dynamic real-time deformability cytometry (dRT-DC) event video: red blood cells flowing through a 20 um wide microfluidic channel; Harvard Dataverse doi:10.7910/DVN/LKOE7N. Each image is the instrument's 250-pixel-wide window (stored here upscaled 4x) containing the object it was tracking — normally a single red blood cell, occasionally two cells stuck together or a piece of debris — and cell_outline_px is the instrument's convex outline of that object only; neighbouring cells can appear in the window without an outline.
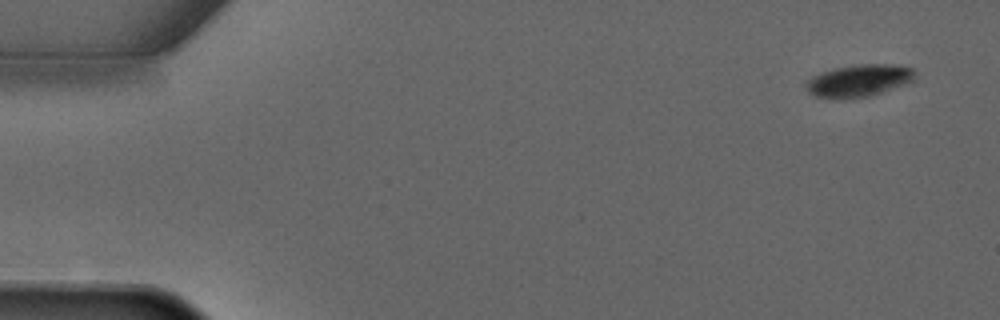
{"species": "common noctule bat (a hibernating species)", "species_latin": "Nyctalus noctula", "temperature_condition": "warm", "stored_images_in_passage": 4, "camera_frame_rate_fps": 3000, "um_per_image_px": 0.085, "animal": {"sex": "male", "forearm_length_mm": 52.5}, "frame": {"image": 1, "passage_image": 1, "time_ms": 0.0, "image_size_px": [1000, 320], "cell_outline_px": [[916, 80], [868, 96], [816, 96], [808, 92], [804, 84], [812, 76], [836, 68], [860, 64], [884, 64], [912, 68], [916, 72]], "centroid_in_image_um": [73.04, 6.81], "position_along_channel_um": 12.0, "area_um2": 19.54}}
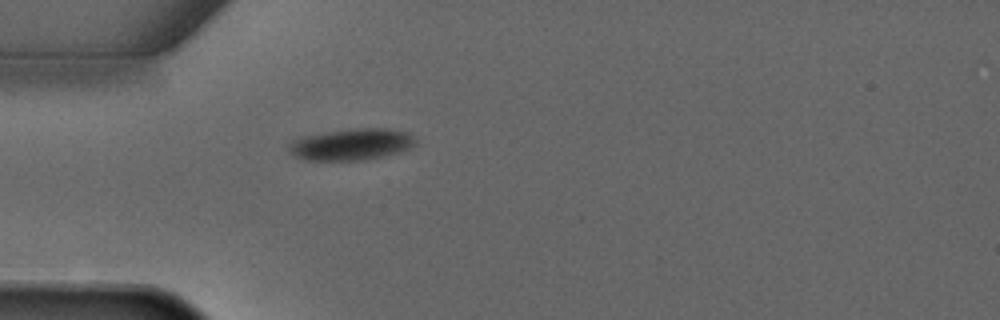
{"frame": {"image": 2, "passage_image": 4, "time_ms": 3.667, "image_size_px": [1000, 320], "cell_outline_px": [[416, 144], [400, 152], [384, 156], [364, 160], [304, 160], [296, 156], [288, 148], [288, 144], [292, 140], [300, 136], [356, 128], [388, 128], [408, 132], [416, 140]], "centroid_in_image_um": [29.88, 12.27], "position_along_channel_um": 55.1, "area_um2": 23.29}}